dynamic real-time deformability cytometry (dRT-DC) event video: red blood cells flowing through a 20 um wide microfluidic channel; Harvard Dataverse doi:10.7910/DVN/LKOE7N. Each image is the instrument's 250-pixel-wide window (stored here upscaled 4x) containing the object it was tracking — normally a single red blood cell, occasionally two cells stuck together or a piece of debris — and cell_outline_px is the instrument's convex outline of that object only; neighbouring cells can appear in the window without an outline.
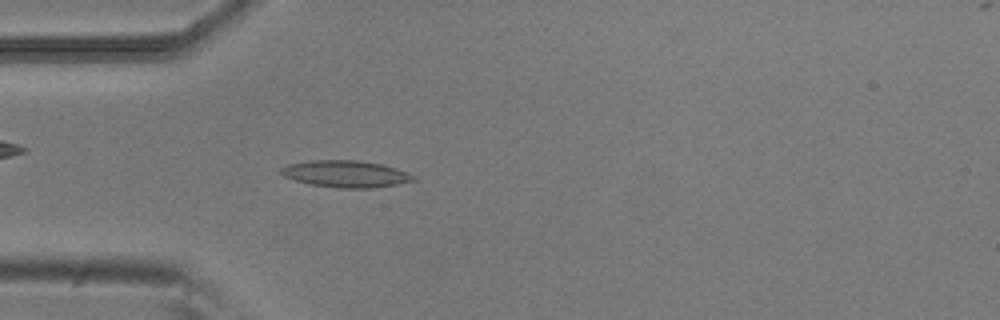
{"species": "common noctule bat (a hibernating species)", "species_latin": "Nyctalus noctula", "temperature_condition": "room temperature", "stored_images_in_passage": 48, "camera_frame_rate_fps": 3000, "um_per_image_px": 0.085, "animal": {"sex": "male", "body_mass_g": 20.5, "forearm_length_mm": 52.5}, "frame": {"image": 1, "passage_image": 11, "time_ms": 3.333, "image_size_px": [1000, 320], "cell_outline_px": [[416, 180], [396, 184], [372, 188], [340, 188], [312, 184], [296, 180], [284, 176], [280, 172], [280, 168], [288, 164], [312, 160], [360, 160], [380, 164], [396, 168], [416, 176]], "centroid_in_image_um": [29.4, 14.77], "position_along_channel_um": 55.6, "area_um2": 20.52}}
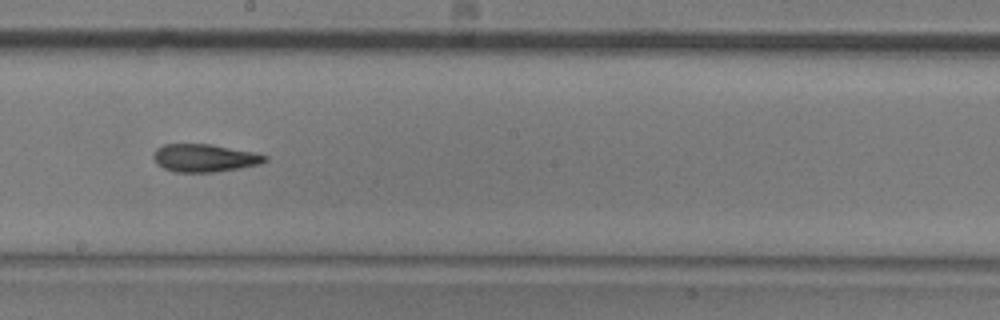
{"frame": {"image": 2, "passage_image": 25, "time_ms": 8.0, "image_size_px": [1000, 320], "cell_outline_px": [[268, 160], [260, 164], [240, 168], [212, 172], [176, 172], [164, 168], [156, 164], [152, 156], [156, 148], [164, 144], [212, 144], [252, 152], [268, 156]], "centroid_in_image_um": [17.36, 13.42], "position_along_channel_um": 230.8, "area_um2": 18.09}}
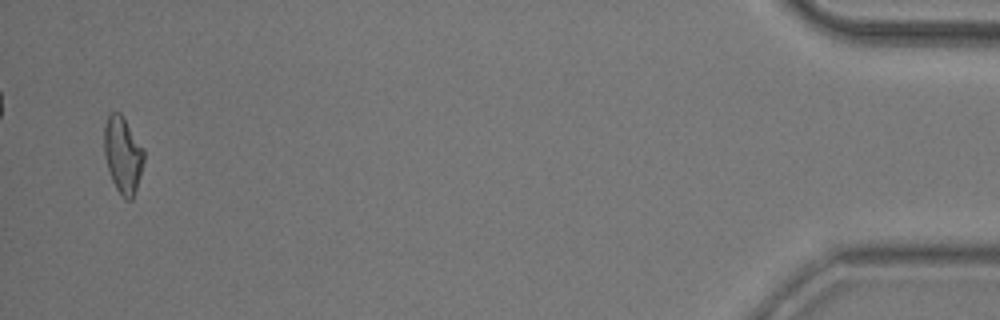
{"frame": {"image": 3, "passage_image": 47, "time_ms": 15.333, "image_size_px": [1000, 320], "cell_outline_px": [[144, 160], [140, 176], [132, 200], [124, 200], [120, 196], [112, 180], [104, 156], [104, 124], [108, 116], [112, 112], [120, 112], [144, 148]], "centroid_in_image_um": [10.44, 13.18], "position_along_channel_um": 424.8, "area_um2": 17.8}, "authors_computed_cell_mechanics": {"area_um2": 18.0914, "velocity_mm_per_s": 3.8259, "shape_relaxation_time_tau1_ms": 10.8759, "shape_relaxation_time_tau2_ms": 4.5675, "deformation_change_tau1": 0.2567, "deformation_change_tau2": 0.1401}}